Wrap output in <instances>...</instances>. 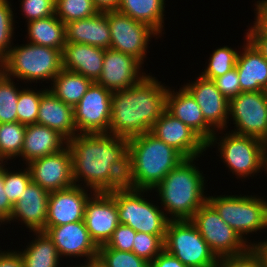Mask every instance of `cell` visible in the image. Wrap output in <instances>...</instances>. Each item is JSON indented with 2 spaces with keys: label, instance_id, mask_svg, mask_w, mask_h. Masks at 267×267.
<instances>
[{
  "label": "cell",
  "instance_id": "1",
  "mask_svg": "<svg viewBox=\"0 0 267 267\" xmlns=\"http://www.w3.org/2000/svg\"><path fill=\"white\" fill-rule=\"evenodd\" d=\"M168 88L149 73L136 85L113 92L108 134L130 139L149 132L166 109Z\"/></svg>",
  "mask_w": 267,
  "mask_h": 267
},
{
  "label": "cell",
  "instance_id": "2",
  "mask_svg": "<svg viewBox=\"0 0 267 267\" xmlns=\"http://www.w3.org/2000/svg\"><path fill=\"white\" fill-rule=\"evenodd\" d=\"M67 146L74 184L99 193L107 185L111 164L128 152V139L108 133L77 134Z\"/></svg>",
  "mask_w": 267,
  "mask_h": 267
},
{
  "label": "cell",
  "instance_id": "3",
  "mask_svg": "<svg viewBox=\"0 0 267 267\" xmlns=\"http://www.w3.org/2000/svg\"><path fill=\"white\" fill-rule=\"evenodd\" d=\"M194 160L196 158L184 159L153 189L169 220H190L207 201L206 180L203 172L193 164Z\"/></svg>",
  "mask_w": 267,
  "mask_h": 267
},
{
  "label": "cell",
  "instance_id": "4",
  "mask_svg": "<svg viewBox=\"0 0 267 267\" xmlns=\"http://www.w3.org/2000/svg\"><path fill=\"white\" fill-rule=\"evenodd\" d=\"M137 189L153 190L184 159L180 152L150 131L128 139Z\"/></svg>",
  "mask_w": 267,
  "mask_h": 267
},
{
  "label": "cell",
  "instance_id": "5",
  "mask_svg": "<svg viewBox=\"0 0 267 267\" xmlns=\"http://www.w3.org/2000/svg\"><path fill=\"white\" fill-rule=\"evenodd\" d=\"M20 45L12 47L9 55L0 63L1 70L7 76L25 83H37L38 80L52 83L63 69L62 51L33 43Z\"/></svg>",
  "mask_w": 267,
  "mask_h": 267
},
{
  "label": "cell",
  "instance_id": "6",
  "mask_svg": "<svg viewBox=\"0 0 267 267\" xmlns=\"http://www.w3.org/2000/svg\"><path fill=\"white\" fill-rule=\"evenodd\" d=\"M252 195L207 196V201L215 208L221 219L241 236L251 247L246 235L267 229V200ZM244 236V237H243Z\"/></svg>",
  "mask_w": 267,
  "mask_h": 267
},
{
  "label": "cell",
  "instance_id": "7",
  "mask_svg": "<svg viewBox=\"0 0 267 267\" xmlns=\"http://www.w3.org/2000/svg\"><path fill=\"white\" fill-rule=\"evenodd\" d=\"M207 142V149L218 147L222 161L236 178L252 177L265 169L267 144L255 137L236 134L228 131L223 137L218 135ZM219 141V142H218ZM220 146V147H219ZM264 168V169H263ZM252 175V176H251Z\"/></svg>",
  "mask_w": 267,
  "mask_h": 267
},
{
  "label": "cell",
  "instance_id": "8",
  "mask_svg": "<svg viewBox=\"0 0 267 267\" xmlns=\"http://www.w3.org/2000/svg\"><path fill=\"white\" fill-rule=\"evenodd\" d=\"M164 249L187 267H216L218 262L191 220H169Z\"/></svg>",
  "mask_w": 267,
  "mask_h": 267
},
{
  "label": "cell",
  "instance_id": "9",
  "mask_svg": "<svg viewBox=\"0 0 267 267\" xmlns=\"http://www.w3.org/2000/svg\"><path fill=\"white\" fill-rule=\"evenodd\" d=\"M147 192L151 190L137 189L111 195L117 204L119 223L128 225L136 232L165 235L169 219L160 210L161 206L143 197Z\"/></svg>",
  "mask_w": 267,
  "mask_h": 267
},
{
  "label": "cell",
  "instance_id": "10",
  "mask_svg": "<svg viewBox=\"0 0 267 267\" xmlns=\"http://www.w3.org/2000/svg\"><path fill=\"white\" fill-rule=\"evenodd\" d=\"M218 259L246 252L251 246L206 201L190 219Z\"/></svg>",
  "mask_w": 267,
  "mask_h": 267
},
{
  "label": "cell",
  "instance_id": "11",
  "mask_svg": "<svg viewBox=\"0 0 267 267\" xmlns=\"http://www.w3.org/2000/svg\"><path fill=\"white\" fill-rule=\"evenodd\" d=\"M106 16L111 34L110 48L132 55L144 64L150 39L157 38L159 34L148 25L118 11H107Z\"/></svg>",
  "mask_w": 267,
  "mask_h": 267
},
{
  "label": "cell",
  "instance_id": "12",
  "mask_svg": "<svg viewBox=\"0 0 267 267\" xmlns=\"http://www.w3.org/2000/svg\"><path fill=\"white\" fill-rule=\"evenodd\" d=\"M232 132L258 138L267 144V101L263 91L241 92L229 100Z\"/></svg>",
  "mask_w": 267,
  "mask_h": 267
},
{
  "label": "cell",
  "instance_id": "13",
  "mask_svg": "<svg viewBox=\"0 0 267 267\" xmlns=\"http://www.w3.org/2000/svg\"><path fill=\"white\" fill-rule=\"evenodd\" d=\"M112 92L93 82L73 107L78 134L108 133L111 117Z\"/></svg>",
  "mask_w": 267,
  "mask_h": 267
},
{
  "label": "cell",
  "instance_id": "14",
  "mask_svg": "<svg viewBox=\"0 0 267 267\" xmlns=\"http://www.w3.org/2000/svg\"><path fill=\"white\" fill-rule=\"evenodd\" d=\"M26 166L31 180L48 192L58 191L74 186L72 175V158L68 146L60 152L35 159Z\"/></svg>",
  "mask_w": 267,
  "mask_h": 267
},
{
  "label": "cell",
  "instance_id": "15",
  "mask_svg": "<svg viewBox=\"0 0 267 267\" xmlns=\"http://www.w3.org/2000/svg\"><path fill=\"white\" fill-rule=\"evenodd\" d=\"M150 132L180 152L185 158H197L207 150V143L190 127L166 109L153 124Z\"/></svg>",
  "mask_w": 267,
  "mask_h": 267
},
{
  "label": "cell",
  "instance_id": "16",
  "mask_svg": "<svg viewBox=\"0 0 267 267\" xmlns=\"http://www.w3.org/2000/svg\"><path fill=\"white\" fill-rule=\"evenodd\" d=\"M141 65L143 66L132 55L111 48L104 49L102 72L96 83L102 85L112 93L130 88L147 75L143 72Z\"/></svg>",
  "mask_w": 267,
  "mask_h": 267
},
{
  "label": "cell",
  "instance_id": "17",
  "mask_svg": "<svg viewBox=\"0 0 267 267\" xmlns=\"http://www.w3.org/2000/svg\"><path fill=\"white\" fill-rule=\"evenodd\" d=\"M44 232L52 239L60 258L85 257L86 263L97 260L98 246L91 239L84 221L45 227Z\"/></svg>",
  "mask_w": 267,
  "mask_h": 267
},
{
  "label": "cell",
  "instance_id": "18",
  "mask_svg": "<svg viewBox=\"0 0 267 267\" xmlns=\"http://www.w3.org/2000/svg\"><path fill=\"white\" fill-rule=\"evenodd\" d=\"M87 191L88 188L74 185L67 189L50 192L45 227L84 221L86 203L95 193Z\"/></svg>",
  "mask_w": 267,
  "mask_h": 267
},
{
  "label": "cell",
  "instance_id": "19",
  "mask_svg": "<svg viewBox=\"0 0 267 267\" xmlns=\"http://www.w3.org/2000/svg\"><path fill=\"white\" fill-rule=\"evenodd\" d=\"M200 106L205 121L216 131L228 128L229 101L222 95L213 80L201 75L183 86ZM226 128V129H225Z\"/></svg>",
  "mask_w": 267,
  "mask_h": 267
},
{
  "label": "cell",
  "instance_id": "20",
  "mask_svg": "<svg viewBox=\"0 0 267 267\" xmlns=\"http://www.w3.org/2000/svg\"><path fill=\"white\" fill-rule=\"evenodd\" d=\"M84 222L95 244H106L120 224L115 199L95 192L86 203Z\"/></svg>",
  "mask_w": 267,
  "mask_h": 267
},
{
  "label": "cell",
  "instance_id": "21",
  "mask_svg": "<svg viewBox=\"0 0 267 267\" xmlns=\"http://www.w3.org/2000/svg\"><path fill=\"white\" fill-rule=\"evenodd\" d=\"M50 192L31 181L20 200L13 205L12 213L5 222L20 221L32 231H44L47 220L48 198ZM15 219V220H14Z\"/></svg>",
  "mask_w": 267,
  "mask_h": 267
},
{
  "label": "cell",
  "instance_id": "22",
  "mask_svg": "<svg viewBox=\"0 0 267 267\" xmlns=\"http://www.w3.org/2000/svg\"><path fill=\"white\" fill-rule=\"evenodd\" d=\"M166 110L195 131L206 143L216 132L205 121L200 106L184 87L179 88L178 92L168 88Z\"/></svg>",
  "mask_w": 267,
  "mask_h": 267
},
{
  "label": "cell",
  "instance_id": "23",
  "mask_svg": "<svg viewBox=\"0 0 267 267\" xmlns=\"http://www.w3.org/2000/svg\"><path fill=\"white\" fill-rule=\"evenodd\" d=\"M243 50L238 54L236 69L241 92L263 91L267 87V59L244 36Z\"/></svg>",
  "mask_w": 267,
  "mask_h": 267
},
{
  "label": "cell",
  "instance_id": "24",
  "mask_svg": "<svg viewBox=\"0 0 267 267\" xmlns=\"http://www.w3.org/2000/svg\"><path fill=\"white\" fill-rule=\"evenodd\" d=\"M104 49L82 43H65L62 51V68L82 74L93 82L101 75Z\"/></svg>",
  "mask_w": 267,
  "mask_h": 267
},
{
  "label": "cell",
  "instance_id": "25",
  "mask_svg": "<svg viewBox=\"0 0 267 267\" xmlns=\"http://www.w3.org/2000/svg\"><path fill=\"white\" fill-rule=\"evenodd\" d=\"M66 43H82L108 49L111 46V34L106 12L72 21L65 24Z\"/></svg>",
  "mask_w": 267,
  "mask_h": 267
},
{
  "label": "cell",
  "instance_id": "26",
  "mask_svg": "<svg viewBox=\"0 0 267 267\" xmlns=\"http://www.w3.org/2000/svg\"><path fill=\"white\" fill-rule=\"evenodd\" d=\"M38 111L37 124L57 131L67 141L78 134L73 107L58 99L48 88L41 96Z\"/></svg>",
  "mask_w": 267,
  "mask_h": 267
},
{
  "label": "cell",
  "instance_id": "27",
  "mask_svg": "<svg viewBox=\"0 0 267 267\" xmlns=\"http://www.w3.org/2000/svg\"><path fill=\"white\" fill-rule=\"evenodd\" d=\"M67 146V140L57 131L40 124L26 125L24 144L21 151L25 164L60 152Z\"/></svg>",
  "mask_w": 267,
  "mask_h": 267
},
{
  "label": "cell",
  "instance_id": "28",
  "mask_svg": "<svg viewBox=\"0 0 267 267\" xmlns=\"http://www.w3.org/2000/svg\"><path fill=\"white\" fill-rule=\"evenodd\" d=\"M165 0H120L117 11L148 25L162 36Z\"/></svg>",
  "mask_w": 267,
  "mask_h": 267
},
{
  "label": "cell",
  "instance_id": "29",
  "mask_svg": "<svg viewBox=\"0 0 267 267\" xmlns=\"http://www.w3.org/2000/svg\"><path fill=\"white\" fill-rule=\"evenodd\" d=\"M29 42L63 51L66 43L65 24L55 15L27 23Z\"/></svg>",
  "mask_w": 267,
  "mask_h": 267
},
{
  "label": "cell",
  "instance_id": "30",
  "mask_svg": "<svg viewBox=\"0 0 267 267\" xmlns=\"http://www.w3.org/2000/svg\"><path fill=\"white\" fill-rule=\"evenodd\" d=\"M34 240L20 255L25 267H60V256L52 239L44 231H33Z\"/></svg>",
  "mask_w": 267,
  "mask_h": 267
},
{
  "label": "cell",
  "instance_id": "31",
  "mask_svg": "<svg viewBox=\"0 0 267 267\" xmlns=\"http://www.w3.org/2000/svg\"><path fill=\"white\" fill-rule=\"evenodd\" d=\"M49 90L65 104L76 106L87 92L92 80L82 74L62 69L53 79Z\"/></svg>",
  "mask_w": 267,
  "mask_h": 267
},
{
  "label": "cell",
  "instance_id": "32",
  "mask_svg": "<svg viewBox=\"0 0 267 267\" xmlns=\"http://www.w3.org/2000/svg\"><path fill=\"white\" fill-rule=\"evenodd\" d=\"M137 190L134 178L133 159L127 152L118 161L111 164L108 172L107 185L99 192L102 195H112L119 192Z\"/></svg>",
  "mask_w": 267,
  "mask_h": 267
},
{
  "label": "cell",
  "instance_id": "33",
  "mask_svg": "<svg viewBox=\"0 0 267 267\" xmlns=\"http://www.w3.org/2000/svg\"><path fill=\"white\" fill-rule=\"evenodd\" d=\"M25 130L19 122L0 123V163L21 157Z\"/></svg>",
  "mask_w": 267,
  "mask_h": 267
},
{
  "label": "cell",
  "instance_id": "34",
  "mask_svg": "<svg viewBox=\"0 0 267 267\" xmlns=\"http://www.w3.org/2000/svg\"><path fill=\"white\" fill-rule=\"evenodd\" d=\"M13 80L0 72V123L18 122L16 110L20 89Z\"/></svg>",
  "mask_w": 267,
  "mask_h": 267
},
{
  "label": "cell",
  "instance_id": "35",
  "mask_svg": "<svg viewBox=\"0 0 267 267\" xmlns=\"http://www.w3.org/2000/svg\"><path fill=\"white\" fill-rule=\"evenodd\" d=\"M99 13L93 0H55V16L64 24Z\"/></svg>",
  "mask_w": 267,
  "mask_h": 267
},
{
  "label": "cell",
  "instance_id": "36",
  "mask_svg": "<svg viewBox=\"0 0 267 267\" xmlns=\"http://www.w3.org/2000/svg\"><path fill=\"white\" fill-rule=\"evenodd\" d=\"M238 54L239 51L228 46L215 49L200 75L210 80L224 75L236 66Z\"/></svg>",
  "mask_w": 267,
  "mask_h": 267
},
{
  "label": "cell",
  "instance_id": "37",
  "mask_svg": "<svg viewBox=\"0 0 267 267\" xmlns=\"http://www.w3.org/2000/svg\"><path fill=\"white\" fill-rule=\"evenodd\" d=\"M101 267H150V263L134 252L110 249L105 244L98 247L96 260Z\"/></svg>",
  "mask_w": 267,
  "mask_h": 267
},
{
  "label": "cell",
  "instance_id": "38",
  "mask_svg": "<svg viewBox=\"0 0 267 267\" xmlns=\"http://www.w3.org/2000/svg\"><path fill=\"white\" fill-rule=\"evenodd\" d=\"M46 90L45 88L35 91L29 87L20 90L16 110L19 123L24 125L37 123L40 99Z\"/></svg>",
  "mask_w": 267,
  "mask_h": 267
},
{
  "label": "cell",
  "instance_id": "39",
  "mask_svg": "<svg viewBox=\"0 0 267 267\" xmlns=\"http://www.w3.org/2000/svg\"><path fill=\"white\" fill-rule=\"evenodd\" d=\"M10 3L8 0H0V63L9 55L13 47L15 15Z\"/></svg>",
  "mask_w": 267,
  "mask_h": 267
},
{
  "label": "cell",
  "instance_id": "40",
  "mask_svg": "<svg viewBox=\"0 0 267 267\" xmlns=\"http://www.w3.org/2000/svg\"><path fill=\"white\" fill-rule=\"evenodd\" d=\"M164 238L165 235L137 232L132 252L151 263L164 250Z\"/></svg>",
  "mask_w": 267,
  "mask_h": 267
},
{
  "label": "cell",
  "instance_id": "41",
  "mask_svg": "<svg viewBox=\"0 0 267 267\" xmlns=\"http://www.w3.org/2000/svg\"><path fill=\"white\" fill-rule=\"evenodd\" d=\"M6 167V168H5ZM16 171H9L4 166V190L9 202L14 205L20 200V196L24 193L28 184L32 181L29 168Z\"/></svg>",
  "mask_w": 267,
  "mask_h": 267
},
{
  "label": "cell",
  "instance_id": "42",
  "mask_svg": "<svg viewBox=\"0 0 267 267\" xmlns=\"http://www.w3.org/2000/svg\"><path fill=\"white\" fill-rule=\"evenodd\" d=\"M20 2L21 14L24 15L27 23L55 15V0H21Z\"/></svg>",
  "mask_w": 267,
  "mask_h": 267
},
{
  "label": "cell",
  "instance_id": "43",
  "mask_svg": "<svg viewBox=\"0 0 267 267\" xmlns=\"http://www.w3.org/2000/svg\"><path fill=\"white\" fill-rule=\"evenodd\" d=\"M216 267H266L262 255L250 247L246 252L218 259Z\"/></svg>",
  "mask_w": 267,
  "mask_h": 267
},
{
  "label": "cell",
  "instance_id": "44",
  "mask_svg": "<svg viewBox=\"0 0 267 267\" xmlns=\"http://www.w3.org/2000/svg\"><path fill=\"white\" fill-rule=\"evenodd\" d=\"M136 233L128 225L119 224L105 245L110 249L132 252Z\"/></svg>",
  "mask_w": 267,
  "mask_h": 267
},
{
  "label": "cell",
  "instance_id": "45",
  "mask_svg": "<svg viewBox=\"0 0 267 267\" xmlns=\"http://www.w3.org/2000/svg\"><path fill=\"white\" fill-rule=\"evenodd\" d=\"M213 81L216 87L228 101L241 93L236 66L226 72L224 75L214 78Z\"/></svg>",
  "mask_w": 267,
  "mask_h": 267
},
{
  "label": "cell",
  "instance_id": "46",
  "mask_svg": "<svg viewBox=\"0 0 267 267\" xmlns=\"http://www.w3.org/2000/svg\"><path fill=\"white\" fill-rule=\"evenodd\" d=\"M255 5V21L248 32H264L267 33V0H258Z\"/></svg>",
  "mask_w": 267,
  "mask_h": 267
},
{
  "label": "cell",
  "instance_id": "47",
  "mask_svg": "<svg viewBox=\"0 0 267 267\" xmlns=\"http://www.w3.org/2000/svg\"><path fill=\"white\" fill-rule=\"evenodd\" d=\"M4 165H8V162L0 163V220L5 223L12 213L13 205L4 190Z\"/></svg>",
  "mask_w": 267,
  "mask_h": 267
},
{
  "label": "cell",
  "instance_id": "48",
  "mask_svg": "<svg viewBox=\"0 0 267 267\" xmlns=\"http://www.w3.org/2000/svg\"><path fill=\"white\" fill-rule=\"evenodd\" d=\"M150 267H187L165 249L150 263Z\"/></svg>",
  "mask_w": 267,
  "mask_h": 267
},
{
  "label": "cell",
  "instance_id": "49",
  "mask_svg": "<svg viewBox=\"0 0 267 267\" xmlns=\"http://www.w3.org/2000/svg\"><path fill=\"white\" fill-rule=\"evenodd\" d=\"M0 267H25L19 250H0Z\"/></svg>",
  "mask_w": 267,
  "mask_h": 267
},
{
  "label": "cell",
  "instance_id": "50",
  "mask_svg": "<svg viewBox=\"0 0 267 267\" xmlns=\"http://www.w3.org/2000/svg\"><path fill=\"white\" fill-rule=\"evenodd\" d=\"M248 40L257 48L262 56L267 59V33L246 32Z\"/></svg>",
  "mask_w": 267,
  "mask_h": 267
},
{
  "label": "cell",
  "instance_id": "51",
  "mask_svg": "<svg viewBox=\"0 0 267 267\" xmlns=\"http://www.w3.org/2000/svg\"><path fill=\"white\" fill-rule=\"evenodd\" d=\"M99 12L117 11L120 0H93Z\"/></svg>",
  "mask_w": 267,
  "mask_h": 267
},
{
  "label": "cell",
  "instance_id": "52",
  "mask_svg": "<svg viewBox=\"0 0 267 267\" xmlns=\"http://www.w3.org/2000/svg\"><path fill=\"white\" fill-rule=\"evenodd\" d=\"M254 248L262 255L263 262L267 267V239L264 241L256 242Z\"/></svg>",
  "mask_w": 267,
  "mask_h": 267
},
{
  "label": "cell",
  "instance_id": "53",
  "mask_svg": "<svg viewBox=\"0 0 267 267\" xmlns=\"http://www.w3.org/2000/svg\"><path fill=\"white\" fill-rule=\"evenodd\" d=\"M68 267V266H67ZM70 267H74L73 265ZM75 267H101V265L97 262V261H93V262H85V264L83 265H77Z\"/></svg>",
  "mask_w": 267,
  "mask_h": 267
},
{
  "label": "cell",
  "instance_id": "54",
  "mask_svg": "<svg viewBox=\"0 0 267 267\" xmlns=\"http://www.w3.org/2000/svg\"><path fill=\"white\" fill-rule=\"evenodd\" d=\"M263 92H264V94H265L266 101H267V87L264 88Z\"/></svg>",
  "mask_w": 267,
  "mask_h": 267
},
{
  "label": "cell",
  "instance_id": "55",
  "mask_svg": "<svg viewBox=\"0 0 267 267\" xmlns=\"http://www.w3.org/2000/svg\"><path fill=\"white\" fill-rule=\"evenodd\" d=\"M265 170H266V174H267V151H266V164H265Z\"/></svg>",
  "mask_w": 267,
  "mask_h": 267
}]
</instances>
